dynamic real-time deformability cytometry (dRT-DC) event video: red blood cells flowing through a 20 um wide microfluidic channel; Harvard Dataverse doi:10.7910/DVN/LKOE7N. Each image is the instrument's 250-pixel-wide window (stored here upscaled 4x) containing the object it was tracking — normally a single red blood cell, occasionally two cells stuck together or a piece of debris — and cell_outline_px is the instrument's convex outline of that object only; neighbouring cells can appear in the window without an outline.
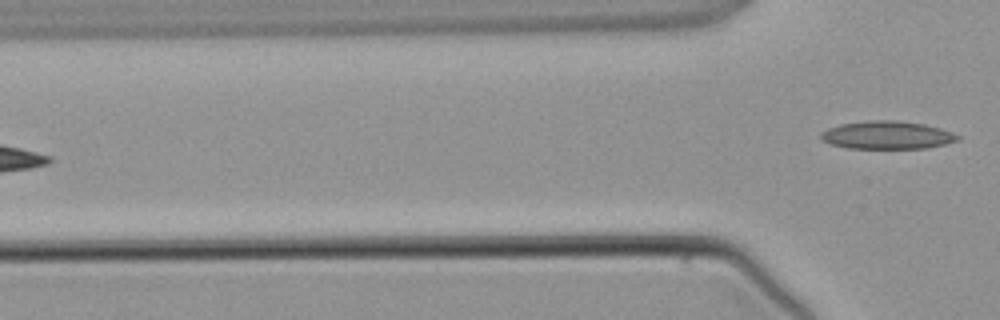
{"species": "common noctule bat (a hibernating species)", "species_latin": "Nyctalus noctula", "temperature_condition": "warm", "stored_images_in_passage": 3, "camera_frame_rate_fps": 3000, "um_per_image_px": 0.085, "animal": {"sex": "male", "body_mass_g": 21.5, "forearm_length_mm": 52.0}, "frame": {"image": 1, "passage_image": 3, "time_ms": 3.333, "image_size_px": [1000, 320], "cell_outline_px": [[960, 140], [928, 148], [848, 148], [832, 144], [820, 140], [820, 132], [828, 128], [840, 124], [868, 120], [900, 120], [924, 124], [940, 128], [952, 132], [960, 136]], "centroid_in_image_um": [75.4, 11.47], "position_along_channel_um": 50.4, "area_um2": 22.43}}